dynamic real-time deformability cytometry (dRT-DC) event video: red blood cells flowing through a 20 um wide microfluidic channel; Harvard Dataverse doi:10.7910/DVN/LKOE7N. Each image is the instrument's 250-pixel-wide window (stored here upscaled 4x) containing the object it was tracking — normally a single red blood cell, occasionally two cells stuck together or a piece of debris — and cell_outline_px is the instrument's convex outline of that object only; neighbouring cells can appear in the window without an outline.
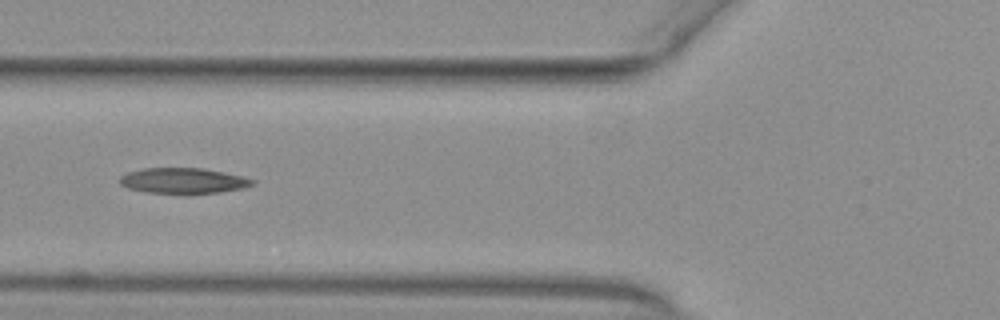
{"species": "common noctule bat (a hibernating species)", "species_latin": "Nyctalus noctula", "temperature_condition": "warm", "stored_images_in_passage": 29, "camera_frame_rate_fps": 3000, "um_per_image_px": 0.085, "animal": {"sex": "female", "body_mass_g": 29.2, "forearm_length_mm": 56.3}, "frame": {"image": 1, "passage_image": 9, "time_ms": 2.667, "image_size_px": [1000, 320], "cell_outline_px": [[256, 184], [244, 188], [220, 192], [188, 196], [184, 196], [144, 192], [128, 188], [120, 184], [120, 176], [128, 172], [144, 168], [200, 168], [224, 172], [256, 180]], "centroid_in_image_um": [15.58, 15.4], "position_along_channel_um": 110.2, "area_um2": 20.52}}
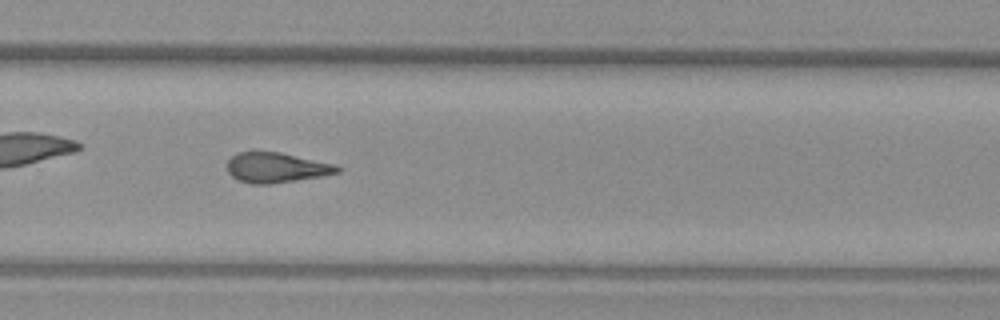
{"frame": {"image": 2, "passage_image": 24, "time_ms": 7.667, "image_size_px": [1000, 320], "cell_outline_px": [[340, 172], [320, 176], [272, 184], [252, 184], [236, 180], [228, 172], [228, 160], [236, 152], [280, 152], [336, 164], [340, 168]], "centroid_in_image_um": [23.47, 14.25], "position_along_channel_um": 306.3, "area_um2": 19.31}, "authors_computed_cell_mechanics": {"area_um2": 19.5942, "velocity_mm_per_s": 3.9287, "shape_relaxation_time_tau1_ms": null, "shape_relaxation_time_tau2_ms": 4.1627, "deformation_change_tau1": null, "deformation_change_tau2": 0.1549}}